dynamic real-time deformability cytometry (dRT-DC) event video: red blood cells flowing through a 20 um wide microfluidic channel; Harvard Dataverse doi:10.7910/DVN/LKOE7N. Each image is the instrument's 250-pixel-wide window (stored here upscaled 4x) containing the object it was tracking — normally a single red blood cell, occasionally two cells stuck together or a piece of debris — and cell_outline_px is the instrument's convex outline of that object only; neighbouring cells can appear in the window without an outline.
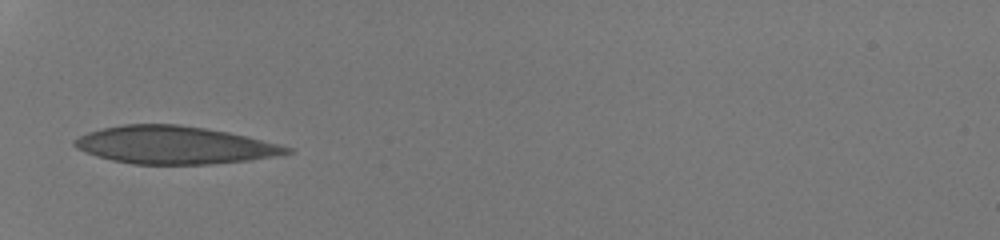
{"species": "human", "species_latin": "Homo sapiens", "temperature_condition": "room temperature", "stored_images_in_passage": 28, "camera_frame_rate_fps": 3000, "um_per_image_px": 0.085, "donor": {"sex": "male"}, "frame": {"image": 1, "passage_image": 1, "time_ms": 0.0, "image_size_px": [1000, 240], "cell_outline_px": [[292, 152], [276, 156], [248, 160], [208, 164], [132, 164], [112, 160], [96, 156], [84, 152], [76, 148], [72, 144], [72, 140], [88, 132], [104, 128], [124, 124], [180, 124], [208, 128], [228, 132], [280, 144], [292, 148]], "centroid_in_image_um": [14.8, 12.33], "position_along_channel_um": 70.2, "area_um2": 46.64}}
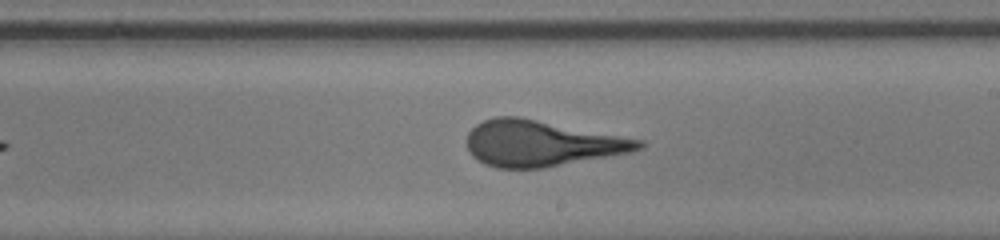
{"frame": {"image": 2, "passage_image": 14, "time_ms": 4.333, "image_size_px": [1000, 240], "cell_outline_px": [[644, 148], [632, 152], [544, 168], [496, 168], [484, 164], [476, 160], [468, 152], [468, 132], [476, 124], [484, 120], [496, 116], [520, 116], [644, 140]], "centroid_in_image_um": [46.02, 12.18], "position_along_channel_um": 243.0, "area_um2": 46.3}}
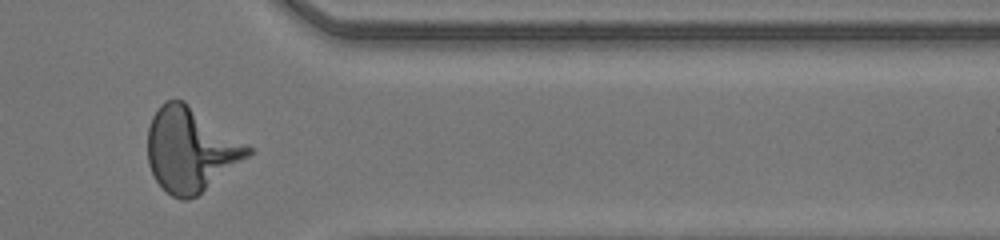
{"frame": {"image": 3, "passage_image": 25, "time_ms": 8.0, "image_size_px": [1000, 240], "cell_outline_px": [[252, 152], [248, 156], [196, 196], [188, 200], [180, 200], [172, 196], [156, 180], [148, 164], [148, 128], [152, 116], [160, 104], [164, 100], [184, 100], [252, 148]], "centroid_in_image_um": [16.16, 12.7], "position_along_channel_um": 395.2, "area_um2": 48.49}}